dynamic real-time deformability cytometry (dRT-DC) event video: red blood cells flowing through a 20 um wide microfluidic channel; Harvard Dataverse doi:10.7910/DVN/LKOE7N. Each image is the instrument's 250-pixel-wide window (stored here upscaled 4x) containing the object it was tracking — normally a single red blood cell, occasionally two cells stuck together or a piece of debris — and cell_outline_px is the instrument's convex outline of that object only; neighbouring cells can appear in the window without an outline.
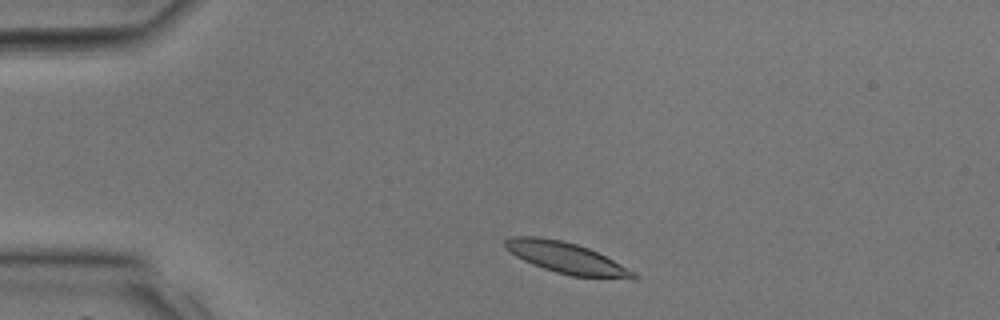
{"species": "common noctule bat (a hibernating species)", "species_latin": "Nyctalus noctula", "temperature_condition": "room temperature", "stored_images_in_passage": 32, "camera_frame_rate_fps": 3000, "um_per_image_px": 0.085, "animal": {"sex": "male", "body_mass_g": 17.9, "forearm_length_mm": 54.2}, "frame": {"image": 1, "passage_image": 3, "time_ms": 0.667, "image_size_px": [1000, 320], "cell_outline_px": [[640, 276], [636, 280], [632, 280], [572, 276], [556, 272], [532, 264], [516, 256], [504, 248], [504, 240], [512, 236], [536, 236], [560, 240], [576, 244], [588, 248], [636, 272]], "centroid_in_image_um": [48.18, 21.94], "position_along_channel_um": 36.8, "area_um2": 23.35}}
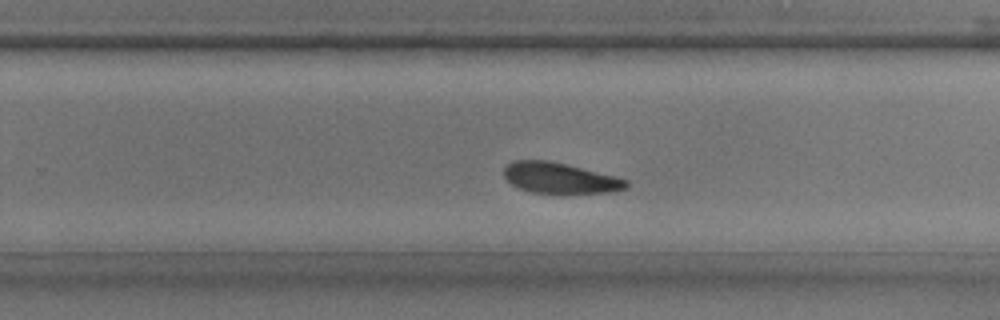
{"frame": {"image": 2, "passage_image": 19, "time_ms": 6.0, "image_size_px": [1000, 320], "cell_outline_px": [[628, 188], [616, 192], [564, 196], [560, 196], [532, 192], [520, 188], [512, 184], [504, 176], [504, 168], [512, 160], [548, 160], [616, 176], [628, 180]], "centroid_in_image_um": [47.66, 15.19], "position_along_channel_um": 282.1, "area_um2": 22.83}}
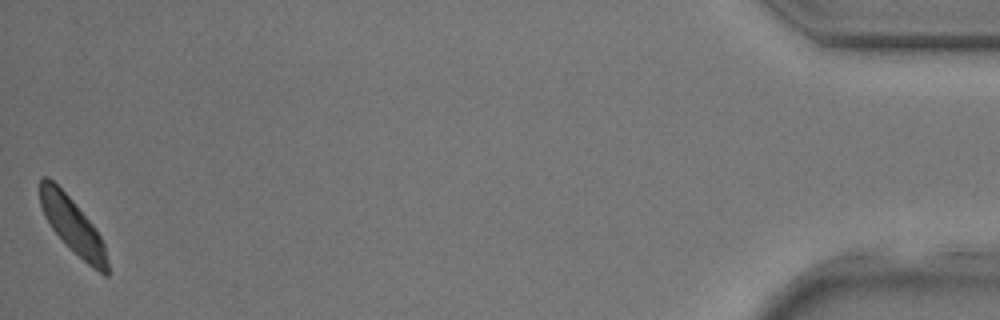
{"frame": {"image": 3, "passage_image": 32, "time_ms": 10.333, "image_size_px": [1000, 320], "cell_outline_px": [[108, 276], [104, 276], [92, 268], [52, 228], [44, 216], [40, 204], [40, 180], [44, 176], [48, 176], [72, 200], [96, 228], [104, 244], [108, 264]], "centroid_in_image_um": [6.19, 19.17], "position_along_channel_um": 429.0, "area_um2": 21.21}}